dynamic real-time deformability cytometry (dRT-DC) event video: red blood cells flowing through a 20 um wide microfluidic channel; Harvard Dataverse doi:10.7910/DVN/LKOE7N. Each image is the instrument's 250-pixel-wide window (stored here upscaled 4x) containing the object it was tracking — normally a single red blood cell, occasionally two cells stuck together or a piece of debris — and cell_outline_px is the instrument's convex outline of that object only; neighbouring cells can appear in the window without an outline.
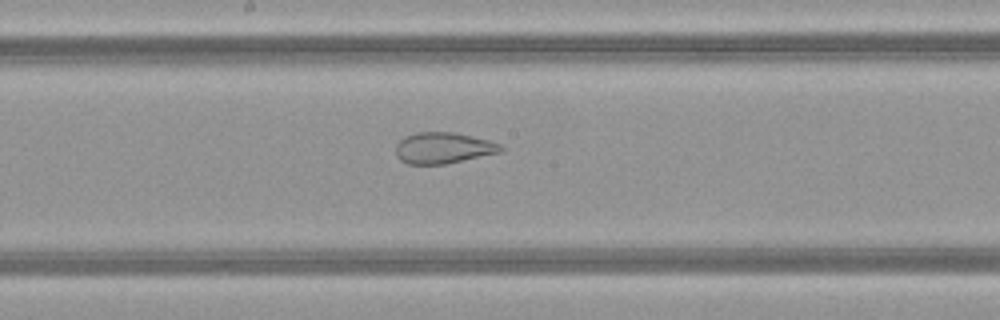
{"species": "common noctule bat (a hibernating species)", "species_latin": "Nyctalus noctula", "temperature_condition": "warm", "stored_images_in_passage": 49, "camera_frame_rate_fps": 3000, "um_per_image_px": 0.085, "animal": {"sex": "female", "body_mass_g": 21.9}, "frame": {"image": 1, "passage_image": 26, "time_ms": 8.333, "image_size_px": [1000, 320], "cell_outline_px": [[504, 148], [500, 152], [444, 164], [408, 164], [400, 160], [396, 156], [396, 144], [404, 136], [416, 132], [452, 132], [472, 136], [488, 140], [500, 144]], "centroid_in_image_um": [37.63, 12.57], "position_along_channel_um": 210.6, "area_um2": 18.96}}
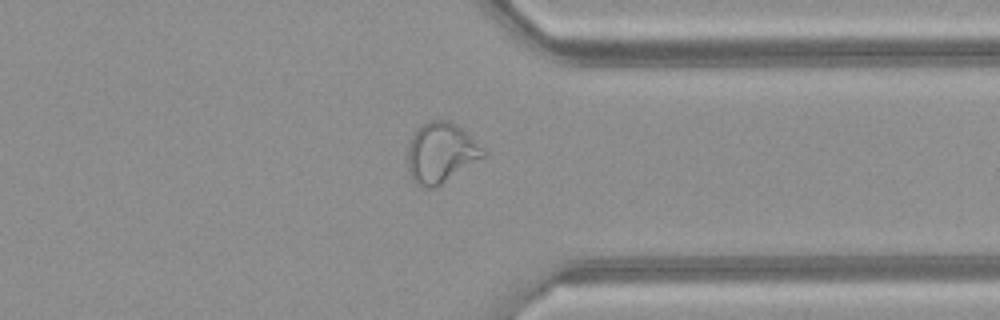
{"frame": {"image": 2, "passage_image": 38, "time_ms": 12.333, "image_size_px": [1000, 320], "cell_outline_px": [[488, 152], [484, 156], [436, 188], [428, 188], [416, 184], [412, 180], [408, 172], [408, 148], [412, 136], [416, 128], [420, 124], [428, 120], [448, 120], [456, 124], [484, 148]], "centroid_in_image_um": [37.45, 12.98], "position_along_channel_um": 373.9, "area_um2": 26.59}, "authors_computed_cell_mechanics": {"area_um2": 28.5532, "velocity_mm_per_s": 4.1746, "shape_relaxation_time_tau1_ms": null, "shape_relaxation_time_tau2_ms": 1.0522, "deformation_change_tau1": null, "deformation_change_tau2": 0.0736}}